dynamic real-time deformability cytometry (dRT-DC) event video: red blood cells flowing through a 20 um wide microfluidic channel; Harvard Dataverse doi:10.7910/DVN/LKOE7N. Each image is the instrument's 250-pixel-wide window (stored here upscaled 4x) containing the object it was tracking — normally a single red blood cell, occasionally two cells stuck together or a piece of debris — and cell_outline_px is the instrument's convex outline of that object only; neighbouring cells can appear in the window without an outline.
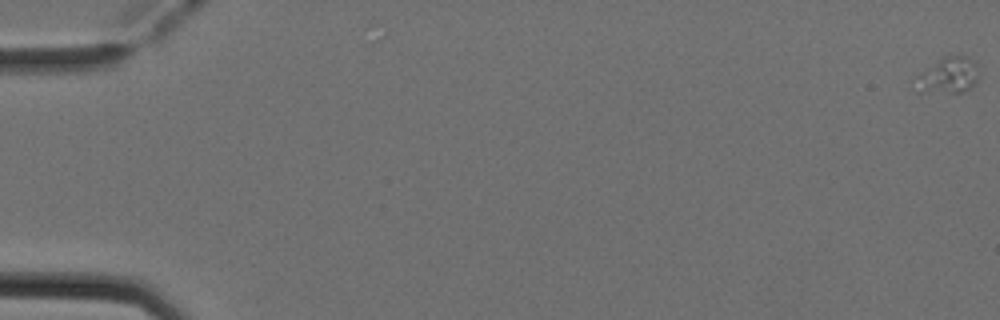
{"species": "Egyptian fruit bat (a non-hibernating species)", "species_latin": "Rousettus aegyptiacus", "temperature_condition": "cold", "stored_images_in_passage": 12, "camera_frame_rate_fps": 3000, "um_per_image_px": 0.085, "animal": {"sex": "female"}, "frame": {"image": 1, "passage_image": 1, "time_ms": 0.0, "image_size_px": [1000, 320], "cell_outline_px": [[980, 76], [976, 84], [972, 88], [964, 92], [916, 92], [916, 76], [944, 56], [968, 56]], "centroid_in_image_um": [80.61, 6.45], "position_along_channel_um": 4.4, "area_um2": 13.12}}